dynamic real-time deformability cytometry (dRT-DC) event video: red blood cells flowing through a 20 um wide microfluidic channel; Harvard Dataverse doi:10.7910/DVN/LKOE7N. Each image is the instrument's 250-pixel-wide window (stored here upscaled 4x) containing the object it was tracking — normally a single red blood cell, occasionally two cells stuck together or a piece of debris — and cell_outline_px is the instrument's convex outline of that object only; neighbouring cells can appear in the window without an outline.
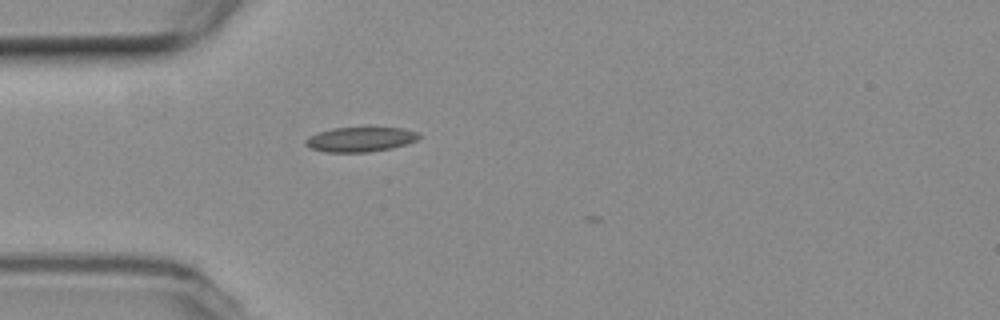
{"species": "common noctule bat (a hibernating species)", "species_latin": "Nyctalus noctula", "temperature_condition": "room temperature", "stored_images_in_passage": 2, "camera_frame_rate_fps": 3000, "um_per_image_px": 0.085, "animal": {"sex": "female", "body_mass_g": 19.3, "forearm_length_mm": 54.1}, "frame": {"image": 1, "passage_image": 1, "time_ms": 0.0, "image_size_px": [1000, 320], "cell_outline_px": [[420, 136], [416, 140], [408, 144], [392, 148], [368, 152], [324, 152], [308, 148], [304, 144], [304, 140], [308, 136], [332, 128], [404, 128], [416, 132]], "centroid_in_image_um": [30.58, 11.86], "position_along_channel_um": 54.4, "area_um2": 16.36}}